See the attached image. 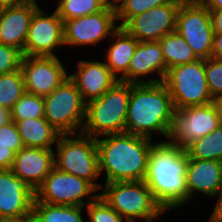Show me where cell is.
I'll list each match as a JSON object with an SVG mask.
<instances>
[{"label": "cell", "instance_id": "6da1fadb", "mask_svg": "<svg viewBox=\"0 0 222 222\" xmlns=\"http://www.w3.org/2000/svg\"><path fill=\"white\" fill-rule=\"evenodd\" d=\"M187 166L186 149L167 140L152 144L144 181L164 211L188 203Z\"/></svg>", "mask_w": 222, "mask_h": 222}, {"label": "cell", "instance_id": "7a4b0ae2", "mask_svg": "<svg viewBox=\"0 0 222 222\" xmlns=\"http://www.w3.org/2000/svg\"><path fill=\"white\" fill-rule=\"evenodd\" d=\"M174 111L170 92L163 82L130 83L125 132L149 140L156 132L167 140Z\"/></svg>", "mask_w": 222, "mask_h": 222}, {"label": "cell", "instance_id": "3957f363", "mask_svg": "<svg viewBox=\"0 0 222 222\" xmlns=\"http://www.w3.org/2000/svg\"><path fill=\"white\" fill-rule=\"evenodd\" d=\"M99 173L106 182L144 181L152 140L126 132L97 138Z\"/></svg>", "mask_w": 222, "mask_h": 222}, {"label": "cell", "instance_id": "277c9868", "mask_svg": "<svg viewBox=\"0 0 222 222\" xmlns=\"http://www.w3.org/2000/svg\"><path fill=\"white\" fill-rule=\"evenodd\" d=\"M129 98L130 83L118 81L100 98L88 102L82 133L97 139L125 132Z\"/></svg>", "mask_w": 222, "mask_h": 222}, {"label": "cell", "instance_id": "5b68a950", "mask_svg": "<svg viewBox=\"0 0 222 222\" xmlns=\"http://www.w3.org/2000/svg\"><path fill=\"white\" fill-rule=\"evenodd\" d=\"M99 195L128 222H152L166 212L145 181L105 183Z\"/></svg>", "mask_w": 222, "mask_h": 222}, {"label": "cell", "instance_id": "8992f818", "mask_svg": "<svg viewBox=\"0 0 222 222\" xmlns=\"http://www.w3.org/2000/svg\"><path fill=\"white\" fill-rule=\"evenodd\" d=\"M56 146L55 167L62 172L91 182L101 191V183H96L100 176L96 139L82 132L60 134Z\"/></svg>", "mask_w": 222, "mask_h": 222}, {"label": "cell", "instance_id": "52a82bcc", "mask_svg": "<svg viewBox=\"0 0 222 222\" xmlns=\"http://www.w3.org/2000/svg\"><path fill=\"white\" fill-rule=\"evenodd\" d=\"M43 98L44 118L60 134L82 132L87 103L69 77Z\"/></svg>", "mask_w": 222, "mask_h": 222}, {"label": "cell", "instance_id": "ba28073f", "mask_svg": "<svg viewBox=\"0 0 222 222\" xmlns=\"http://www.w3.org/2000/svg\"><path fill=\"white\" fill-rule=\"evenodd\" d=\"M170 92L175 109L212 102L205 75V60L169 68L163 80Z\"/></svg>", "mask_w": 222, "mask_h": 222}, {"label": "cell", "instance_id": "9c48e42d", "mask_svg": "<svg viewBox=\"0 0 222 222\" xmlns=\"http://www.w3.org/2000/svg\"><path fill=\"white\" fill-rule=\"evenodd\" d=\"M175 31L199 59L211 58L214 30L209 9L200 1H183L180 4Z\"/></svg>", "mask_w": 222, "mask_h": 222}, {"label": "cell", "instance_id": "30bf717a", "mask_svg": "<svg viewBox=\"0 0 222 222\" xmlns=\"http://www.w3.org/2000/svg\"><path fill=\"white\" fill-rule=\"evenodd\" d=\"M97 191L98 189L91 182L54 167L35 191V199L52 205L85 207L99 196L94 194ZM88 196L91 199L86 203L83 200Z\"/></svg>", "mask_w": 222, "mask_h": 222}, {"label": "cell", "instance_id": "8fae6325", "mask_svg": "<svg viewBox=\"0 0 222 222\" xmlns=\"http://www.w3.org/2000/svg\"><path fill=\"white\" fill-rule=\"evenodd\" d=\"M219 125V119L211 103L175 109L167 141L186 149L194 141L217 129Z\"/></svg>", "mask_w": 222, "mask_h": 222}, {"label": "cell", "instance_id": "7c38bea8", "mask_svg": "<svg viewBox=\"0 0 222 222\" xmlns=\"http://www.w3.org/2000/svg\"><path fill=\"white\" fill-rule=\"evenodd\" d=\"M114 4L104 10L63 21L64 44L71 46L97 45L119 28Z\"/></svg>", "mask_w": 222, "mask_h": 222}, {"label": "cell", "instance_id": "4fadbf2b", "mask_svg": "<svg viewBox=\"0 0 222 222\" xmlns=\"http://www.w3.org/2000/svg\"><path fill=\"white\" fill-rule=\"evenodd\" d=\"M182 0L153 7L147 12L131 17L122 28L139 42L159 41L176 29L177 12Z\"/></svg>", "mask_w": 222, "mask_h": 222}, {"label": "cell", "instance_id": "5bb4252c", "mask_svg": "<svg viewBox=\"0 0 222 222\" xmlns=\"http://www.w3.org/2000/svg\"><path fill=\"white\" fill-rule=\"evenodd\" d=\"M47 14L41 7L34 12L24 45V56L55 57L56 49L65 45L62 19L56 11Z\"/></svg>", "mask_w": 222, "mask_h": 222}, {"label": "cell", "instance_id": "9a60e30c", "mask_svg": "<svg viewBox=\"0 0 222 222\" xmlns=\"http://www.w3.org/2000/svg\"><path fill=\"white\" fill-rule=\"evenodd\" d=\"M20 69L26 92L42 97L69 77L58 56H23Z\"/></svg>", "mask_w": 222, "mask_h": 222}, {"label": "cell", "instance_id": "2e32d148", "mask_svg": "<svg viewBox=\"0 0 222 222\" xmlns=\"http://www.w3.org/2000/svg\"><path fill=\"white\" fill-rule=\"evenodd\" d=\"M35 192L11 170H0V217H31Z\"/></svg>", "mask_w": 222, "mask_h": 222}, {"label": "cell", "instance_id": "e0dca14e", "mask_svg": "<svg viewBox=\"0 0 222 222\" xmlns=\"http://www.w3.org/2000/svg\"><path fill=\"white\" fill-rule=\"evenodd\" d=\"M54 150L23 147L13 160L11 171L35 192L55 167Z\"/></svg>", "mask_w": 222, "mask_h": 222}, {"label": "cell", "instance_id": "ac0fdd59", "mask_svg": "<svg viewBox=\"0 0 222 222\" xmlns=\"http://www.w3.org/2000/svg\"><path fill=\"white\" fill-rule=\"evenodd\" d=\"M78 69L69 75L86 103L100 98L119 80L112 74L105 62L80 60Z\"/></svg>", "mask_w": 222, "mask_h": 222}, {"label": "cell", "instance_id": "d6986e66", "mask_svg": "<svg viewBox=\"0 0 222 222\" xmlns=\"http://www.w3.org/2000/svg\"><path fill=\"white\" fill-rule=\"evenodd\" d=\"M40 6L36 0L0 8V43L23 52L31 18Z\"/></svg>", "mask_w": 222, "mask_h": 222}, {"label": "cell", "instance_id": "ffe728a7", "mask_svg": "<svg viewBox=\"0 0 222 222\" xmlns=\"http://www.w3.org/2000/svg\"><path fill=\"white\" fill-rule=\"evenodd\" d=\"M153 73H156L158 78L150 77L147 81L140 79ZM166 73L167 66L159 41L139 42L128 66V83H161Z\"/></svg>", "mask_w": 222, "mask_h": 222}, {"label": "cell", "instance_id": "44dd1931", "mask_svg": "<svg viewBox=\"0 0 222 222\" xmlns=\"http://www.w3.org/2000/svg\"><path fill=\"white\" fill-rule=\"evenodd\" d=\"M188 203L196 192L215 197L222 190V162L192 159L188 156L186 172Z\"/></svg>", "mask_w": 222, "mask_h": 222}, {"label": "cell", "instance_id": "7402d4cb", "mask_svg": "<svg viewBox=\"0 0 222 222\" xmlns=\"http://www.w3.org/2000/svg\"><path fill=\"white\" fill-rule=\"evenodd\" d=\"M110 40L112 43L107 49L105 64L119 81L128 83V66L139 41L122 27L111 35Z\"/></svg>", "mask_w": 222, "mask_h": 222}, {"label": "cell", "instance_id": "603a6c76", "mask_svg": "<svg viewBox=\"0 0 222 222\" xmlns=\"http://www.w3.org/2000/svg\"><path fill=\"white\" fill-rule=\"evenodd\" d=\"M14 121L25 147L53 149L60 133L44 118H27Z\"/></svg>", "mask_w": 222, "mask_h": 222}, {"label": "cell", "instance_id": "cb8c5ba5", "mask_svg": "<svg viewBox=\"0 0 222 222\" xmlns=\"http://www.w3.org/2000/svg\"><path fill=\"white\" fill-rule=\"evenodd\" d=\"M84 207L52 205L34 199L32 222H85L82 216Z\"/></svg>", "mask_w": 222, "mask_h": 222}, {"label": "cell", "instance_id": "d4e9b609", "mask_svg": "<svg viewBox=\"0 0 222 222\" xmlns=\"http://www.w3.org/2000/svg\"><path fill=\"white\" fill-rule=\"evenodd\" d=\"M167 70L180 64L191 63L199 58L184 38L176 31L159 40Z\"/></svg>", "mask_w": 222, "mask_h": 222}, {"label": "cell", "instance_id": "484cf974", "mask_svg": "<svg viewBox=\"0 0 222 222\" xmlns=\"http://www.w3.org/2000/svg\"><path fill=\"white\" fill-rule=\"evenodd\" d=\"M192 159L215 160L222 162V125L208 135L194 141L186 148Z\"/></svg>", "mask_w": 222, "mask_h": 222}, {"label": "cell", "instance_id": "4316f807", "mask_svg": "<svg viewBox=\"0 0 222 222\" xmlns=\"http://www.w3.org/2000/svg\"><path fill=\"white\" fill-rule=\"evenodd\" d=\"M26 92L21 69L0 75V106L11 111Z\"/></svg>", "mask_w": 222, "mask_h": 222}, {"label": "cell", "instance_id": "83f0119b", "mask_svg": "<svg viewBox=\"0 0 222 222\" xmlns=\"http://www.w3.org/2000/svg\"><path fill=\"white\" fill-rule=\"evenodd\" d=\"M110 3L107 0H59L55 11L66 21L104 10Z\"/></svg>", "mask_w": 222, "mask_h": 222}, {"label": "cell", "instance_id": "f1b7e54d", "mask_svg": "<svg viewBox=\"0 0 222 222\" xmlns=\"http://www.w3.org/2000/svg\"><path fill=\"white\" fill-rule=\"evenodd\" d=\"M11 120L44 117V98L25 92L10 111Z\"/></svg>", "mask_w": 222, "mask_h": 222}, {"label": "cell", "instance_id": "f546056e", "mask_svg": "<svg viewBox=\"0 0 222 222\" xmlns=\"http://www.w3.org/2000/svg\"><path fill=\"white\" fill-rule=\"evenodd\" d=\"M171 0H117L114 3L117 21L122 23L119 27H122L131 17L147 12L153 7H157Z\"/></svg>", "mask_w": 222, "mask_h": 222}, {"label": "cell", "instance_id": "4dcf8cb0", "mask_svg": "<svg viewBox=\"0 0 222 222\" xmlns=\"http://www.w3.org/2000/svg\"><path fill=\"white\" fill-rule=\"evenodd\" d=\"M90 222H128L116 212L100 195L86 206Z\"/></svg>", "mask_w": 222, "mask_h": 222}, {"label": "cell", "instance_id": "1f68e13d", "mask_svg": "<svg viewBox=\"0 0 222 222\" xmlns=\"http://www.w3.org/2000/svg\"><path fill=\"white\" fill-rule=\"evenodd\" d=\"M205 75L212 98L222 95V59H205Z\"/></svg>", "mask_w": 222, "mask_h": 222}, {"label": "cell", "instance_id": "d6a6232c", "mask_svg": "<svg viewBox=\"0 0 222 222\" xmlns=\"http://www.w3.org/2000/svg\"><path fill=\"white\" fill-rule=\"evenodd\" d=\"M23 56L21 50L0 43V75L19 70Z\"/></svg>", "mask_w": 222, "mask_h": 222}, {"label": "cell", "instance_id": "836d02e7", "mask_svg": "<svg viewBox=\"0 0 222 222\" xmlns=\"http://www.w3.org/2000/svg\"><path fill=\"white\" fill-rule=\"evenodd\" d=\"M0 145L9 146L14 153H17L24 147L14 121L11 120L6 125L0 127Z\"/></svg>", "mask_w": 222, "mask_h": 222}, {"label": "cell", "instance_id": "e575fe53", "mask_svg": "<svg viewBox=\"0 0 222 222\" xmlns=\"http://www.w3.org/2000/svg\"><path fill=\"white\" fill-rule=\"evenodd\" d=\"M14 157L15 153L9 146L0 145V170H10Z\"/></svg>", "mask_w": 222, "mask_h": 222}, {"label": "cell", "instance_id": "d590c367", "mask_svg": "<svg viewBox=\"0 0 222 222\" xmlns=\"http://www.w3.org/2000/svg\"><path fill=\"white\" fill-rule=\"evenodd\" d=\"M214 34H222V9H209Z\"/></svg>", "mask_w": 222, "mask_h": 222}, {"label": "cell", "instance_id": "8d00e7d4", "mask_svg": "<svg viewBox=\"0 0 222 222\" xmlns=\"http://www.w3.org/2000/svg\"><path fill=\"white\" fill-rule=\"evenodd\" d=\"M216 196H218V201L208 222H222V190Z\"/></svg>", "mask_w": 222, "mask_h": 222}, {"label": "cell", "instance_id": "74e56055", "mask_svg": "<svg viewBox=\"0 0 222 222\" xmlns=\"http://www.w3.org/2000/svg\"><path fill=\"white\" fill-rule=\"evenodd\" d=\"M211 57L222 59V34H214Z\"/></svg>", "mask_w": 222, "mask_h": 222}, {"label": "cell", "instance_id": "f35d334b", "mask_svg": "<svg viewBox=\"0 0 222 222\" xmlns=\"http://www.w3.org/2000/svg\"><path fill=\"white\" fill-rule=\"evenodd\" d=\"M211 104L213 105L216 111V115L219 119L220 125H222V95L213 98Z\"/></svg>", "mask_w": 222, "mask_h": 222}, {"label": "cell", "instance_id": "ab89813d", "mask_svg": "<svg viewBox=\"0 0 222 222\" xmlns=\"http://www.w3.org/2000/svg\"><path fill=\"white\" fill-rule=\"evenodd\" d=\"M208 9H222V0H200Z\"/></svg>", "mask_w": 222, "mask_h": 222}, {"label": "cell", "instance_id": "60d3db41", "mask_svg": "<svg viewBox=\"0 0 222 222\" xmlns=\"http://www.w3.org/2000/svg\"><path fill=\"white\" fill-rule=\"evenodd\" d=\"M11 121L10 111L0 106V127Z\"/></svg>", "mask_w": 222, "mask_h": 222}, {"label": "cell", "instance_id": "b9f144b4", "mask_svg": "<svg viewBox=\"0 0 222 222\" xmlns=\"http://www.w3.org/2000/svg\"><path fill=\"white\" fill-rule=\"evenodd\" d=\"M0 222H32V217H0Z\"/></svg>", "mask_w": 222, "mask_h": 222}, {"label": "cell", "instance_id": "7bdbcfd3", "mask_svg": "<svg viewBox=\"0 0 222 222\" xmlns=\"http://www.w3.org/2000/svg\"><path fill=\"white\" fill-rule=\"evenodd\" d=\"M27 1L29 0H0V8L21 5Z\"/></svg>", "mask_w": 222, "mask_h": 222}, {"label": "cell", "instance_id": "ee69618b", "mask_svg": "<svg viewBox=\"0 0 222 222\" xmlns=\"http://www.w3.org/2000/svg\"><path fill=\"white\" fill-rule=\"evenodd\" d=\"M110 4H114L117 0H107Z\"/></svg>", "mask_w": 222, "mask_h": 222}, {"label": "cell", "instance_id": "f6af8a7d", "mask_svg": "<svg viewBox=\"0 0 222 222\" xmlns=\"http://www.w3.org/2000/svg\"><path fill=\"white\" fill-rule=\"evenodd\" d=\"M182 1H200V0H182Z\"/></svg>", "mask_w": 222, "mask_h": 222}]
</instances>
